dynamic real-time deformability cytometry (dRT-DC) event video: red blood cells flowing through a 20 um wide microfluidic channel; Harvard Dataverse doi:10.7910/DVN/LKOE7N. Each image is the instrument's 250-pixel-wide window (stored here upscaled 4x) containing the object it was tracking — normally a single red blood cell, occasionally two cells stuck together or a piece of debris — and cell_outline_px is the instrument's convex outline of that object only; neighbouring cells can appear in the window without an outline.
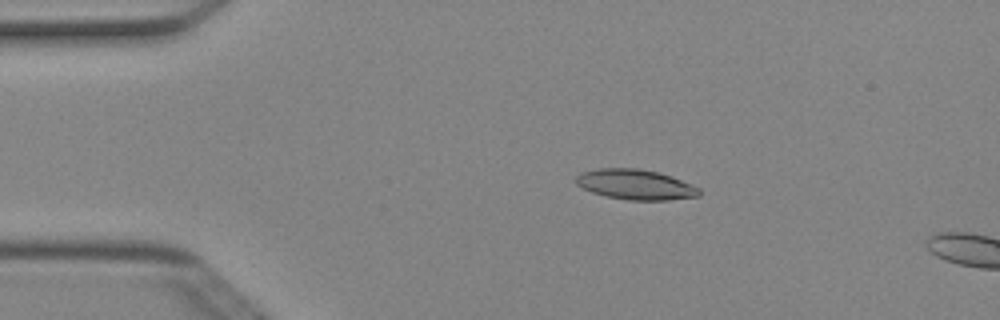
{"species": "Egyptian fruit bat (a non-hibernating species)", "species_latin": "Rousettus aegyptiacus", "temperature_condition": "cold", "stored_images_in_passage": 3, "camera_frame_rate_fps": 3000, "um_per_image_px": 0.085, "animal": {"sex": "female"}, "frame": {"image": 1, "passage_image": 2, "time_ms": 0.333, "image_size_px": [1000, 320], "cell_outline_px": [[700, 196], [668, 200], [628, 200], [604, 196], [592, 192], [576, 184], [576, 176], [580, 172], [596, 168], [636, 168], [656, 172], [692, 184], [700, 188]], "centroid_in_image_um": [53.99, 15.69], "position_along_channel_um": 31.0, "area_um2": 21.62}}